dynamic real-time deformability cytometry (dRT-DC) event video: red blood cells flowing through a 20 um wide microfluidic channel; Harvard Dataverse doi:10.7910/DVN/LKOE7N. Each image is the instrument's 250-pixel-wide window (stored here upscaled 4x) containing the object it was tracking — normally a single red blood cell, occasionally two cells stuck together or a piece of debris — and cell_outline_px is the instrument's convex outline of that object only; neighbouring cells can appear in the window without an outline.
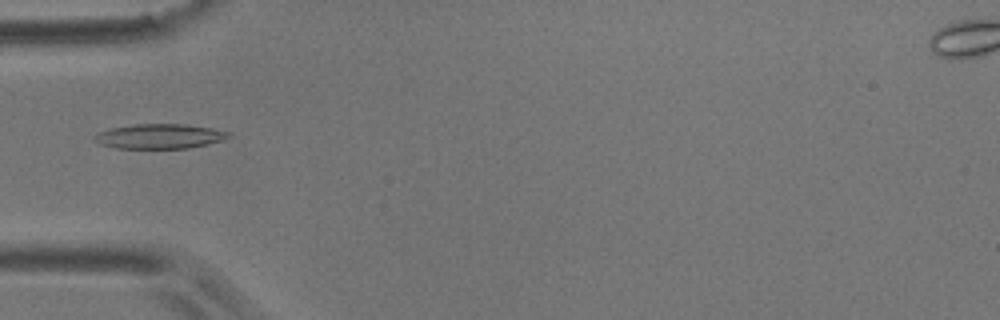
{"species": "common noctule bat (a hibernating species)", "species_latin": "Nyctalus noctula", "temperature_condition": "room temperature", "stored_images_in_passage": 6, "camera_frame_rate_fps": 3000, "um_per_image_px": 0.085, "animal": {"sex": "male", "body_mass_g": 17.9}, "frame": {"image": 1, "passage_image": 6, "time_ms": 1.667, "image_size_px": [1000, 320], "cell_outline_px": [[232, 136], [208, 144], [188, 148], [116, 148], [100, 144], [92, 140], [92, 136], [100, 132], [112, 128], [132, 124], [184, 124], [212, 128], [232, 132]], "centroid_in_image_um": [13.56, 11.58], "position_along_channel_um": 71.4, "area_um2": 19.36}}